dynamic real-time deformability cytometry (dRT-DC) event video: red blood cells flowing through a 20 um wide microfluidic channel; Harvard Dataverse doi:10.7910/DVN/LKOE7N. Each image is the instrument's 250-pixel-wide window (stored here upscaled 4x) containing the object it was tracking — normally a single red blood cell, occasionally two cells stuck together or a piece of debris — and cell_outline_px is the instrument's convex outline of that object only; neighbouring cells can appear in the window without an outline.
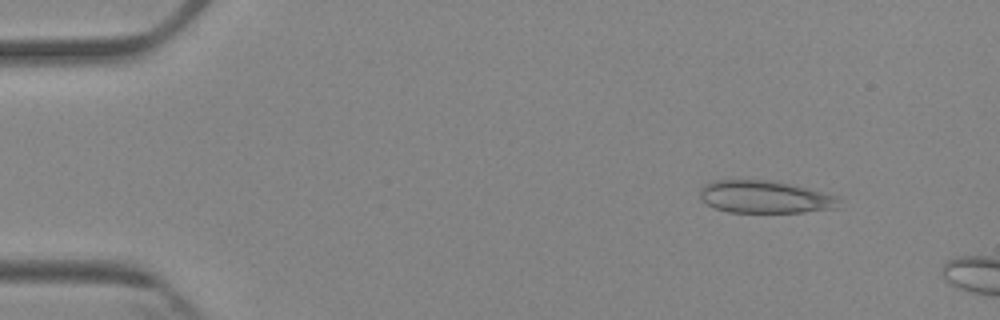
{"species": "Egyptian fruit bat (a non-hibernating species)", "species_latin": "Rousettus aegyptiacus", "temperature_condition": "cold", "stored_images_in_passage": 3, "camera_frame_rate_fps": 3000, "um_per_image_px": 0.085, "animal": {"sex": "female"}, "frame": {"image": 1, "passage_image": 2, "time_ms": 1.0, "image_size_px": [1000, 320], "cell_outline_px": [[840, 208], [804, 212], [728, 212], [716, 208], [700, 200], [700, 188], [704, 184], [712, 180], [776, 180], [840, 196]], "centroid_in_image_um": [65.06, 16.73], "position_along_channel_um": 19.9, "area_um2": 26.76}}